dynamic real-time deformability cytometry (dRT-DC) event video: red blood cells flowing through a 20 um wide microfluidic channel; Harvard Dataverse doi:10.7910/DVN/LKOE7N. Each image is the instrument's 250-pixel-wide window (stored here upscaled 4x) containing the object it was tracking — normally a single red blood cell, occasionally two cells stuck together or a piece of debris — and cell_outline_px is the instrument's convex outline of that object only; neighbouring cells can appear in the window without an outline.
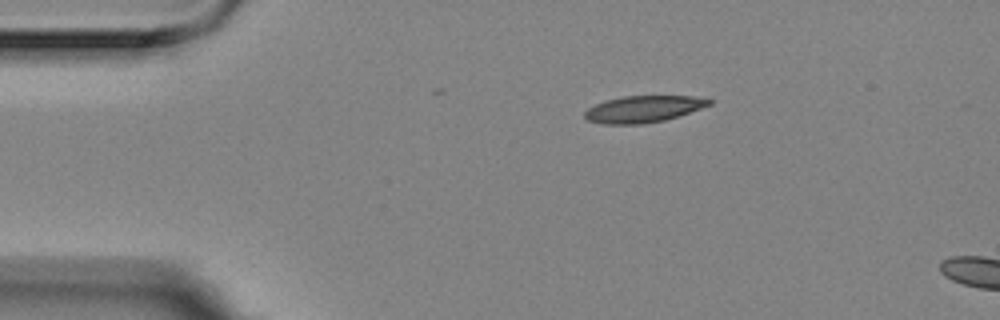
{"species": "Egyptian fruit bat (a non-hibernating species)", "species_latin": "Rousettus aegyptiacus", "temperature_condition": "room temperature", "stored_images_in_passage": 4, "camera_frame_rate_fps": 3000, "um_per_image_px": 0.085, "animal": {"sex": "female"}, "frame": {"image": 1, "passage_image": 1, "time_ms": 0.0, "image_size_px": [1000, 320], "cell_outline_px": [[712, 104], [664, 120], [644, 124], [604, 124], [588, 120], [584, 116], [584, 112], [588, 108], [596, 104], [608, 100], [624, 96], [696, 96], [712, 100]], "centroid_in_image_um": [54.67, 9.27], "position_along_channel_um": 30.3, "area_um2": 19.07}}